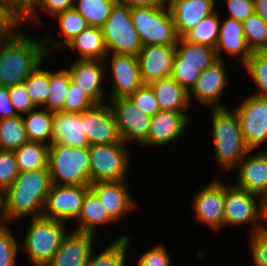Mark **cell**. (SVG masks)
Instances as JSON below:
<instances>
[{"mask_svg":"<svg viewBox=\"0 0 267 266\" xmlns=\"http://www.w3.org/2000/svg\"><path fill=\"white\" fill-rule=\"evenodd\" d=\"M81 122L83 123V134L90 145L124 143L108 103L96 104L81 112Z\"/></svg>","mask_w":267,"mask_h":266,"instance_id":"cell-19","label":"cell"},{"mask_svg":"<svg viewBox=\"0 0 267 266\" xmlns=\"http://www.w3.org/2000/svg\"><path fill=\"white\" fill-rule=\"evenodd\" d=\"M48 60L42 62L24 81L30 100L36 107H42L50 94V70L45 66V63L49 64Z\"/></svg>","mask_w":267,"mask_h":266,"instance_id":"cell-39","label":"cell"},{"mask_svg":"<svg viewBox=\"0 0 267 266\" xmlns=\"http://www.w3.org/2000/svg\"><path fill=\"white\" fill-rule=\"evenodd\" d=\"M228 65L226 60L218 59L200 73V77L189 91V101L192 107L194 102L206 109L228 107V104L225 105L223 102V98L226 96L224 91H227V87L231 83V78L228 76V69H230Z\"/></svg>","mask_w":267,"mask_h":266,"instance_id":"cell-10","label":"cell"},{"mask_svg":"<svg viewBox=\"0 0 267 266\" xmlns=\"http://www.w3.org/2000/svg\"><path fill=\"white\" fill-rule=\"evenodd\" d=\"M101 29L108 54L137 56L142 49L133 24L131 8L124 4H115Z\"/></svg>","mask_w":267,"mask_h":266,"instance_id":"cell-8","label":"cell"},{"mask_svg":"<svg viewBox=\"0 0 267 266\" xmlns=\"http://www.w3.org/2000/svg\"><path fill=\"white\" fill-rule=\"evenodd\" d=\"M162 1L163 0H117L118 3L124 4L129 8L159 5Z\"/></svg>","mask_w":267,"mask_h":266,"instance_id":"cell-54","label":"cell"},{"mask_svg":"<svg viewBox=\"0 0 267 266\" xmlns=\"http://www.w3.org/2000/svg\"><path fill=\"white\" fill-rule=\"evenodd\" d=\"M193 118L191 112L158 111L151 116L147 140L139 148L160 147L162 150L180 141L187 133L186 129L195 123Z\"/></svg>","mask_w":267,"mask_h":266,"instance_id":"cell-14","label":"cell"},{"mask_svg":"<svg viewBox=\"0 0 267 266\" xmlns=\"http://www.w3.org/2000/svg\"><path fill=\"white\" fill-rule=\"evenodd\" d=\"M242 67L255 86L251 93L267 98V56L261 51L252 52Z\"/></svg>","mask_w":267,"mask_h":266,"instance_id":"cell-40","label":"cell"},{"mask_svg":"<svg viewBox=\"0 0 267 266\" xmlns=\"http://www.w3.org/2000/svg\"><path fill=\"white\" fill-rule=\"evenodd\" d=\"M175 48L173 65H190L203 72L218 60L215 48L189 42L184 37L178 39Z\"/></svg>","mask_w":267,"mask_h":266,"instance_id":"cell-30","label":"cell"},{"mask_svg":"<svg viewBox=\"0 0 267 266\" xmlns=\"http://www.w3.org/2000/svg\"><path fill=\"white\" fill-rule=\"evenodd\" d=\"M23 28L0 40V86L9 88L24 82L42 62L51 58L46 53L43 36L28 34Z\"/></svg>","mask_w":267,"mask_h":266,"instance_id":"cell-1","label":"cell"},{"mask_svg":"<svg viewBox=\"0 0 267 266\" xmlns=\"http://www.w3.org/2000/svg\"><path fill=\"white\" fill-rule=\"evenodd\" d=\"M179 38L217 10V0H165Z\"/></svg>","mask_w":267,"mask_h":266,"instance_id":"cell-24","label":"cell"},{"mask_svg":"<svg viewBox=\"0 0 267 266\" xmlns=\"http://www.w3.org/2000/svg\"><path fill=\"white\" fill-rule=\"evenodd\" d=\"M20 27L22 19L0 2V40L11 37Z\"/></svg>","mask_w":267,"mask_h":266,"instance_id":"cell-49","label":"cell"},{"mask_svg":"<svg viewBox=\"0 0 267 266\" xmlns=\"http://www.w3.org/2000/svg\"><path fill=\"white\" fill-rule=\"evenodd\" d=\"M52 187L49 169L19 173L6 189V223L42 217L46 197Z\"/></svg>","mask_w":267,"mask_h":266,"instance_id":"cell-2","label":"cell"},{"mask_svg":"<svg viewBox=\"0 0 267 266\" xmlns=\"http://www.w3.org/2000/svg\"><path fill=\"white\" fill-rule=\"evenodd\" d=\"M20 173L37 169H48L49 145L28 141L14 150Z\"/></svg>","mask_w":267,"mask_h":266,"instance_id":"cell-33","label":"cell"},{"mask_svg":"<svg viewBox=\"0 0 267 266\" xmlns=\"http://www.w3.org/2000/svg\"><path fill=\"white\" fill-rule=\"evenodd\" d=\"M216 176L195 191L191 199L193 215L198 224L218 233L224 230L225 182Z\"/></svg>","mask_w":267,"mask_h":266,"instance_id":"cell-11","label":"cell"},{"mask_svg":"<svg viewBox=\"0 0 267 266\" xmlns=\"http://www.w3.org/2000/svg\"><path fill=\"white\" fill-rule=\"evenodd\" d=\"M128 181L95 182L90 190L98 197L108 214L118 223L127 219V215L138 211L137 201L129 192Z\"/></svg>","mask_w":267,"mask_h":266,"instance_id":"cell-18","label":"cell"},{"mask_svg":"<svg viewBox=\"0 0 267 266\" xmlns=\"http://www.w3.org/2000/svg\"><path fill=\"white\" fill-rule=\"evenodd\" d=\"M73 6L74 0H33L30 11L22 19V26L26 28L31 24L32 26L45 28L44 24L46 23L42 22L43 20L39 14L43 12V14L46 16L48 15V17L52 19L57 14L72 9ZM39 9L41 13L39 12Z\"/></svg>","mask_w":267,"mask_h":266,"instance_id":"cell-34","label":"cell"},{"mask_svg":"<svg viewBox=\"0 0 267 266\" xmlns=\"http://www.w3.org/2000/svg\"><path fill=\"white\" fill-rule=\"evenodd\" d=\"M48 169L52 184L90 186L88 147L71 148L63 144H51Z\"/></svg>","mask_w":267,"mask_h":266,"instance_id":"cell-5","label":"cell"},{"mask_svg":"<svg viewBox=\"0 0 267 266\" xmlns=\"http://www.w3.org/2000/svg\"><path fill=\"white\" fill-rule=\"evenodd\" d=\"M249 253L253 266H267V234L261 231L249 234Z\"/></svg>","mask_w":267,"mask_h":266,"instance_id":"cell-47","label":"cell"},{"mask_svg":"<svg viewBox=\"0 0 267 266\" xmlns=\"http://www.w3.org/2000/svg\"><path fill=\"white\" fill-rule=\"evenodd\" d=\"M51 144H63L71 148L90 146L83 134L81 113H53Z\"/></svg>","mask_w":267,"mask_h":266,"instance_id":"cell-26","label":"cell"},{"mask_svg":"<svg viewBox=\"0 0 267 266\" xmlns=\"http://www.w3.org/2000/svg\"><path fill=\"white\" fill-rule=\"evenodd\" d=\"M116 3L117 0H74L73 8L86 19L88 26L101 28Z\"/></svg>","mask_w":267,"mask_h":266,"instance_id":"cell-36","label":"cell"},{"mask_svg":"<svg viewBox=\"0 0 267 266\" xmlns=\"http://www.w3.org/2000/svg\"><path fill=\"white\" fill-rule=\"evenodd\" d=\"M91 233L69 230L46 266H87L98 237ZM97 242H96V241ZM96 242V243H95Z\"/></svg>","mask_w":267,"mask_h":266,"instance_id":"cell-20","label":"cell"},{"mask_svg":"<svg viewBox=\"0 0 267 266\" xmlns=\"http://www.w3.org/2000/svg\"><path fill=\"white\" fill-rule=\"evenodd\" d=\"M95 105L96 103L82 92L76 84L72 81L70 82L69 89L64 100L63 112L81 113Z\"/></svg>","mask_w":267,"mask_h":266,"instance_id":"cell-44","label":"cell"},{"mask_svg":"<svg viewBox=\"0 0 267 266\" xmlns=\"http://www.w3.org/2000/svg\"><path fill=\"white\" fill-rule=\"evenodd\" d=\"M16 109L10 101L9 88L0 86V119L18 116Z\"/></svg>","mask_w":267,"mask_h":266,"instance_id":"cell-52","label":"cell"},{"mask_svg":"<svg viewBox=\"0 0 267 266\" xmlns=\"http://www.w3.org/2000/svg\"><path fill=\"white\" fill-rule=\"evenodd\" d=\"M19 173L14 151L0 150V187L8 189Z\"/></svg>","mask_w":267,"mask_h":266,"instance_id":"cell-46","label":"cell"},{"mask_svg":"<svg viewBox=\"0 0 267 266\" xmlns=\"http://www.w3.org/2000/svg\"><path fill=\"white\" fill-rule=\"evenodd\" d=\"M225 2L228 14L227 16L237 21H245L255 12L253 0H222ZM217 4L219 0H217Z\"/></svg>","mask_w":267,"mask_h":266,"instance_id":"cell-51","label":"cell"},{"mask_svg":"<svg viewBox=\"0 0 267 266\" xmlns=\"http://www.w3.org/2000/svg\"><path fill=\"white\" fill-rule=\"evenodd\" d=\"M65 68L70 74L71 81L96 104L106 103L108 99L104 86L107 84L104 61L76 59Z\"/></svg>","mask_w":267,"mask_h":266,"instance_id":"cell-17","label":"cell"},{"mask_svg":"<svg viewBox=\"0 0 267 266\" xmlns=\"http://www.w3.org/2000/svg\"><path fill=\"white\" fill-rule=\"evenodd\" d=\"M128 98L137 108L149 116L160 111L155 93L149 84H143Z\"/></svg>","mask_w":267,"mask_h":266,"instance_id":"cell-45","label":"cell"},{"mask_svg":"<svg viewBox=\"0 0 267 266\" xmlns=\"http://www.w3.org/2000/svg\"><path fill=\"white\" fill-rule=\"evenodd\" d=\"M13 224H0V266H17L20 257V241L13 235Z\"/></svg>","mask_w":267,"mask_h":266,"instance_id":"cell-41","label":"cell"},{"mask_svg":"<svg viewBox=\"0 0 267 266\" xmlns=\"http://www.w3.org/2000/svg\"><path fill=\"white\" fill-rule=\"evenodd\" d=\"M218 10L220 12V30L215 47L217 57L226 60L223 56L226 54L230 59L234 60L235 58L236 62L243 65L252 54L244 36L243 24L227 17L226 14L221 19V8H218Z\"/></svg>","mask_w":267,"mask_h":266,"instance_id":"cell-22","label":"cell"},{"mask_svg":"<svg viewBox=\"0 0 267 266\" xmlns=\"http://www.w3.org/2000/svg\"><path fill=\"white\" fill-rule=\"evenodd\" d=\"M210 110L211 139L215 164L222 172H231L250 149L244 141L240 121L232 107Z\"/></svg>","mask_w":267,"mask_h":266,"instance_id":"cell-3","label":"cell"},{"mask_svg":"<svg viewBox=\"0 0 267 266\" xmlns=\"http://www.w3.org/2000/svg\"><path fill=\"white\" fill-rule=\"evenodd\" d=\"M88 149L90 184L128 181L127 175L132 163L129 145L125 143L94 144L90 145Z\"/></svg>","mask_w":267,"mask_h":266,"instance_id":"cell-7","label":"cell"},{"mask_svg":"<svg viewBox=\"0 0 267 266\" xmlns=\"http://www.w3.org/2000/svg\"><path fill=\"white\" fill-rule=\"evenodd\" d=\"M234 108L238 115L242 135L250 150H267V98L254 94L244 95ZM261 147V148H260Z\"/></svg>","mask_w":267,"mask_h":266,"instance_id":"cell-12","label":"cell"},{"mask_svg":"<svg viewBox=\"0 0 267 266\" xmlns=\"http://www.w3.org/2000/svg\"><path fill=\"white\" fill-rule=\"evenodd\" d=\"M175 54V46H142L137 60L143 83L150 84L153 81L170 77Z\"/></svg>","mask_w":267,"mask_h":266,"instance_id":"cell-23","label":"cell"},{"mask_svg":"<svg viewBox=\"0 0 267 266\" xmlns=\"http://www.w3.org/2000/svg\"><path fill=\"white\" fill-rule=\"evenodd\" d=\"M255 12L267 23V0H253Z\"/></svg>","mask_w":267,"mask_h":266,"instance_id":"cell-56","label":"cell"},{"mask_svg":"<svg viewBox=\"0 0 267 266\" xmlns=\"http://www.w3.org/2000/svg\"><path fill=\"white\" fill-rule=\"evenodd\" d=\"M33 0H0L7 5L14 13L23 19L32 7Z\"/></svg>","mask_w":267,"mask_h":266,"instance_id":"cell-53","label":"cell"},{"mask_svg":"<svg viewBox=\"0 0 267 266\" xmlns=\"http://www.w3.org/2000/svg\"><path fill=\"white\" fill-rule=\"evenodd\" d=\"M261 213V197L234 183L225 182L224 229L227 227L239 229L247 225L248 234L259 231Z\"/></svg>","mask_w":267,"mask_h":266,"instance_id":"cell-9","label":"cell"},{"mask_svg":"<svg viewBox=\"0 0 267 266\" xmlns=\"http://www.w3.org/2000/svg\"><path fill=\"white\" fill-rule=\"evenodd\" d=\"M90 190V186L84 185H55L46 197L42 217L58 220L69 225L77 221L83 199ZM69 222V223H68Z\"/></svg>","mask_w":267,"mask_h":266,"instance_id":"cell-16","label":"cell"},{"mask_svg":"<svg viewBox=\"0 0 267 266\" xmlns=\"http://www.w3.org/2000/svg\"><path fill=\"white\" fill-rule=\"evenodd\" d=\"M153 89L160 110L190 112L189 92L172 77L153 81Z\"/></svg>","mask_w":267,"mask_h":266,"instance_id":"cell-28","label":"cell"},{"mask_svg":"<svg viewBox=\"0 0 267 266\" xmlns=\"http://www.w3.org/2000/svg\"><path fill=\"white\" fill-rule=\"evenodd\" d=\"M167 251L166 245L163 243H156L147 250H141V254L136 259L135 266H172L174 264L172 255Z\"/></svg>","mask_w":267,"mask_h":266,"instance_id":"cell-43","label":"cell"},{"mask_svg":"<svg viewBox=\"0 0 267 266\" xmlns=\"http://www.w3.org/2000/svg\"><path fill=\"white\" fill-rule=\"evenodd\" d=\"M200 73L196 67L190 65H172L170 77L189 92L200 77Z\"/></svg>","mask_w":267,"mask_h":266,"instance_id":"cell-50","label":"cell"},{"mask_svg":"<svg viewBox=\"0 0 267 266\" xmlns=\"http://www.w3.org/2000/svg\"><path fill=\"white\" fill-rule=\"evenodd\" d=\"M220 30V12L214 13L202 19L191 29L184 38L192 43L207 45L215 48Z\"/></svg>","mask_w":267,"mask_h":266,"instance_id":"cell-38","label":"cell"},{"mask_svg":"<svg viewBox=\"0 0 267 266\" xmlns=\"http://www.w3.org/2000/svg\"><path fill=\"white\" fill-rule=\"evenodd\" d=\"M52 20L57 22V27L59 26L60 31L56 35H59L60 38L57 39L58 37L53 34H42L45 50L49 57H55L57 52L60 53L59 51L89 27L86 19L74 8L57 14Z\"/></svg>","mask_w":267,"mask_h":266,"instance_id":"cell-25","label":"cell"},{"mask_svg":"<svg viewBox=\"0 0 267 266\" xmlns=\"http://www.w3.org/2000/svg\"><path fill=\"white\" fill-rule=\"evenodd\" d=\"M261 52H262L265 56H267V44H266V46L261 50Z\"/></svg>","mask_w":267,"mask_h":266,"instance_id":"cell-58","label":"cell"},{"mask_svg":"<svg viewBox=\"0 0 267 266\" xmlns=\"http://www.w3.org/2000/svg\"><path fill=\"white\" fill-rule=\"evenodd\" d=\"M131 16L142 46L177 44L179 37L165 0L159 5L133 7Z\"/></svg>","mask_w":267,"mask_h":266,"instance_id":"cell-6","label":"cell"},{"mask_svg":"<svg viewBox=\"0 0 267 266\" xmlns=\"http://www.w3.org/2000/svg\"><path fill=\"white\" fill-rule=\"evenodd\" d=\"M259 231L267 234V194L261 197V213Z\"/></svg>","mask_w":267,"mask_h":266,"instance_id":"cell-55","label":"cell"},{"mask_svg":"<svg viewBox=\"0 0 267 266\" xmlns=\"http://www.w3.org/2000/svg\"><path fill=\"white\" fill-rule=\"evenodd\" d=\"M22 118L29 141L51 145L53 113L36 107L22 115Z\"/></svg>","mask_w":267,"mask_h":266,"instance_id":"cell-32","label":"cell"},{"mask_svg":"<svg viewBox=\"0 0 267 266\" xmlns=\"http://www.w3.org/2000/svg\"><path fill=\"white\" fill-rule=\"evenodd\" d=\"M75 223L76 225H73L74 229L72 230L94 235H101L100 232H97L100 227L105 228V226L109 227L110 225L118 224L108 214L98 197L91 190L86 193L83 199L81 211Z\"/></svg>","mask_w":267,"mask_h":266,"instance_id":"cell-27","label":"cell"},{"mask_svg":"<svg viewBox=\"0 0 267 266\" xmlns=\"http://www.w3.org/2000/svg\"><path fill=\"white\" fill-rule=\"evenodd\" d=\"M107 83L110 82L108 100L128 98L144 83L141 79L137 56L107 54L104 59ZM110 73V75H109ZM112 84V85H111Z\"/></svg>","mask_w":267,"mask_h":266,"instance_id":"cell-13","label":"cell"},{"mask_svg":"<svg viewBox=\"0 0 267 266\" xmlns=\"http://www.w3.org/2000/svg\"><path fill=\"white\" fill-rule=\"evenodd\" d=\"M6 223V190L0 187V224Z\"/></svg>","mask_w":267,"mask_h":266,"instance_id":"cell-57","label":"cell"},{"mask_svg":"<svg viewBox=\"0 0 267 266\" xmlns=\"http://www.w3.org/2000/svg\"><path fill=\"white\" fill-rule=\"evenodd\" d=\"M28 141L22 115L0 119V150L14 151Z\"/></svg>","mask_w":267,"mask_h":266,"instance_id":"cell-37","label":"cell"},{"mask_svg":"<svg viewBox=\"0 0 267 266\" xmlns=\"http://www.w3.org/2000/svg\"><path fill=\"white\" fill-rule=\"evenodd\" d=\"M118 128L121 140L127 145L141 146L148 136L151 116L137 108L129 98L107 100Z\"/></svg>","mask_w":267,"mask_h":266,"instance_id":"cell-15","label":"cell"},{"mask_svg":"<svg viewBox=\"0 0 267 266\" xmlns=\"http://www.w3.org/2000/svg\"><path fill=\"white\" fill-rule=\"evenodd\" d=\"M75 51V59L85 60H101L104 61L108 52L105 46L102 29L99 27H87L79 35H77L62 50Z\"/></svg>","mask_w":267,"mask_h":266,"instance_id":"cell-29","label":"cell"},{"mask_svg":"<svg viewBox=\"0 0 267 266\" xmlns=\"http://www.w3.org/2000/svg\"><path fill=\"white\" fill-rule=\"evenodd\" d=\"M236 171L234 183L260 197L267 194V150H250L232 170Z\"/></svg>","mask_w":267,"mask_h":266,"instance_id":"cell-21","label":"cell"},{"mask_svg":"<svg viewBox=\"0 0 267 266\" xmlns=\"http://www.w3.org/2000/svg\"><path fill=\"white\" fill-rule=\"evenodd\" d=\"M132 236L129 235V233L125 232L123 234H120L119 236H115L113 238V241H110L111 243H108L109 245L106 247L99 248V250L94 249L91 253L89 262L87 266H126L130 265L128 264V257L130 259V256H128V251L132 250L130 248L132 245L131 238ZM97 250V251H95ZM101 250V251H100ZM97 253V254H96ZM127 259V260H126Z\"/></svg>","mask_w":267,"mask_h":266,"instance_id":"cell-31","label":"cell"},{"mask_svg":"<svg viewBox=\"0 0 267 266\" xmlns=\"http://www.w3.org/2000/svg\"><path fill=\"white\" fill-rule=\"evenodd\" d=\"M70 82V74L64 66L58 70L50 69V94L42 108L51 113L62 112Z\"/></svg>","mask_w":267,"mask_h":266,"instance_id":"cell-35","label":"cell"},{"mask_svg":"<svg viewBox=\"0 0 267 266\" xmlns=\"http://www.w3.org/2000/svg\"><path fill=\"white\" fill-rule=\"evenodd\" d=\"M242 24L250 50L252 52L261 51L267 44V23L254 12Z\"/></svg>","mask_w":267,"mask_h":266,"instance_id":"cell-42","label":"cell"},{"mask_svg":"<svg viewBox=\"0 0 267 266\" xmlns=\"http://www.w3.org/2000/svg\"><path fill=\"white\" fill-rule=\"evenodd\" d=\"M10 101L19 115H24L34 110L36 106L30 100L25 82L9 87Z\"/></svg>","mask_w":267,"mask_h":266,"instance_id":"cell-48","label":"cell"},{"mask_svg":"<svg viewBox=\"0 0 267 266\" xmlns=\"http://www.w3.org/2000/svg\"><path fill=\"white\" fill-rule=\"evenodd\" d=\"M29 220L28 228L20 241L21 254L30 262L28 266H46L59 248L64 236L69 232L67 223L37 217ZM22 242V243H21Z\"/></svg>","mask_w":267,"mask_h":266,"instance_id":"cell-4","label":"cell"}]
</instances>
